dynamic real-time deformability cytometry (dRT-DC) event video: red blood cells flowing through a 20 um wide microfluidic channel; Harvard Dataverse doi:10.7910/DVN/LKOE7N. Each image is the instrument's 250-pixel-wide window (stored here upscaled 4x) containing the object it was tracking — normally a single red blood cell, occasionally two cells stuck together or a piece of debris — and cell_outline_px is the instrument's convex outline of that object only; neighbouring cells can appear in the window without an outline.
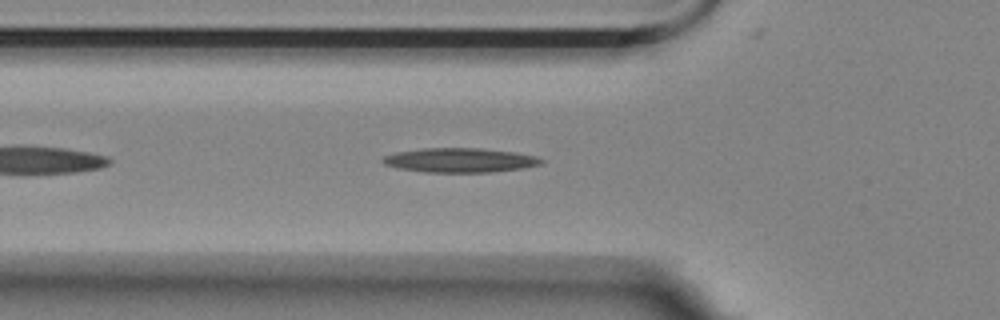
{"species": "Egyptian fruit bat (a non-hibernating species)", "species_latin": "Rousettus aegyptiacus", "temperature_condition": "room temperature", "stored_images_in_passage": 35, "camera_frame_rate_fps": 3000, "um_per_image_px": 0.085, "animal": {"sex": "female"}, "frame": {"image": 1, "passage_image": 6, "time_ms": 1.667, "image_size_px": [1000, 320], "cell_outline_px": [[544, 164], [524, 168], [492, 172], [424, 172], [400, 168], [384, 164], [380, 160], [384, 156], [396, 152], [420, 148], [480, 148], [516, 152], [536, 156], [544, 160]], "centroid_in_image_um": [39.13, 13.61], "position_along_channel_um": 86.7, "area_um2": 22.66}}
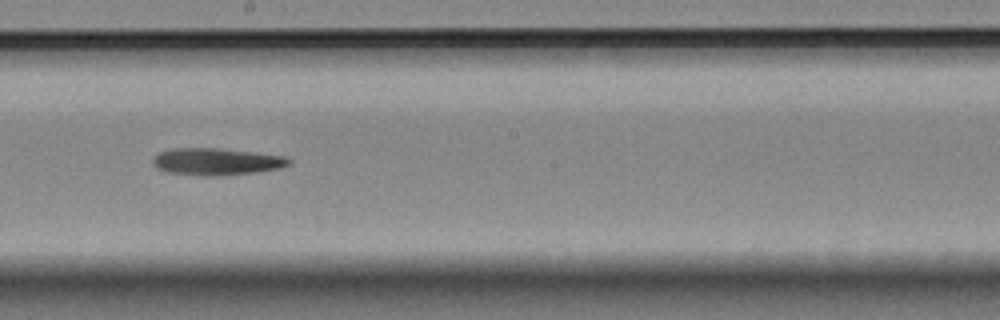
{"frame": {"image": 2, "passage_image": 18, "time_ms": 5.667, "image_size_px": [1000, 320], "cell_outline_px": [[292, 160], [288, 164], [280, 168], [256, 172], [220, 176], [200, 176], [168, 172], [156, 168], [152, 164], [152, 160], [160, 152], [172, 148], [216, 148], [252, 152], [284, 156]], "centroid_in_image_um": [18.37, 13.74], "position_along_channel_um": 229.8, "area_um2": 21.39}}
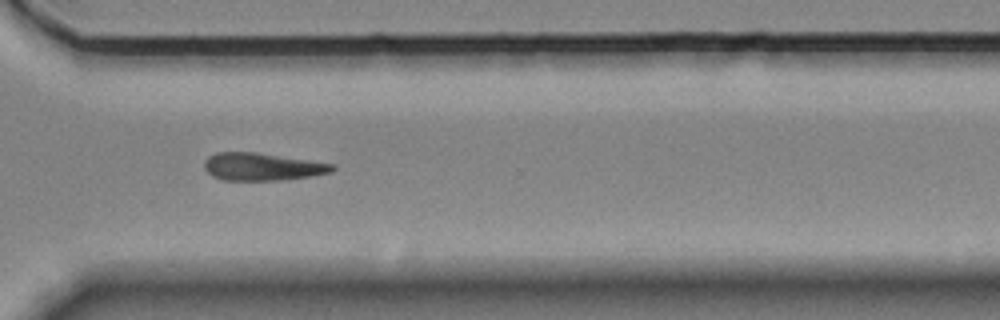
{"frame": {"image": 3, "passage_image": 28, "time_ms": 9.0, "image_size_px": [1000, 320], "cell_outline_px": [[336, 168], [332, 172], [312, 176], [280, 180], [224, 180], [212, 176], [204, 168], [204, 160], [208, 156], [216, 152], [256, 152], [336, 164]], "centroid_in_image_um": [22.3, 14.17], "position_along_channel_um": 348.3, "area_um2": 20.69}, "authors_computed_cell_mechanics": {"area_um2": 21.2126, "velocity_mm_per_s": 3.5566, "shape_relaxation_time_tau1_ms": 10.265, "shape_relaxation_time_tau2_ms": null, "deformation_change_tau1": 0.1706, "deformation_change_tau2": null}}